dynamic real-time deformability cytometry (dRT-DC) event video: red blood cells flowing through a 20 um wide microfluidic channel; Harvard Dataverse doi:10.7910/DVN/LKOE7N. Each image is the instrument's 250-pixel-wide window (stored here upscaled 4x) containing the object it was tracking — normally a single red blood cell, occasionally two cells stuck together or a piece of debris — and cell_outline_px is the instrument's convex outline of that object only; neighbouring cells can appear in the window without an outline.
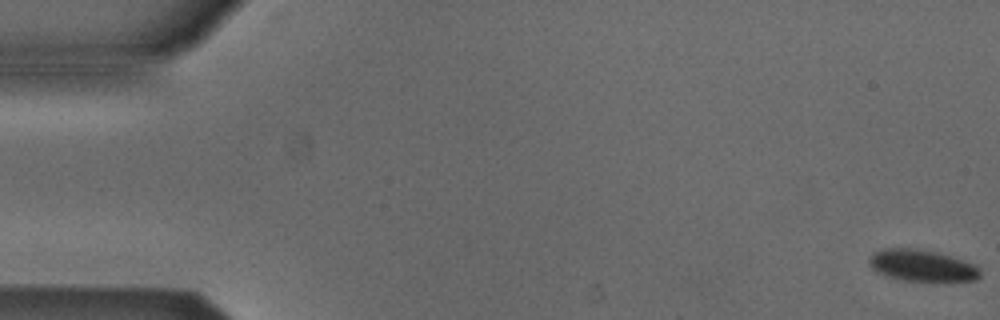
{"species": "Egyptian fruit bat (a non-hibernating species)", "species_latin": "Rousettus aegyptiacus", "temperature_condition": "cold", "stored_images_in_passage": 10, "camera_frame_rate_fps": 3000, "um_per_image_px": 0.085, "animal": {"sex": "male"}, "frame": {"image": 1, "passage_image": 1, "time_ms": 0.0, "image_size_px": [1000, 320], "cell_outline_px": [[980, 276], [976, 280], [900, 280], [876, 272], [868, 264], [868, 260], [876, 252], [884, 248], [908, 248], [932, 252], [964, 260], [980, 268]], "centroid_in_image_um": [78.33, 22.57], "position_along_channel_um": 6.7, "area_um2": 19.83}}